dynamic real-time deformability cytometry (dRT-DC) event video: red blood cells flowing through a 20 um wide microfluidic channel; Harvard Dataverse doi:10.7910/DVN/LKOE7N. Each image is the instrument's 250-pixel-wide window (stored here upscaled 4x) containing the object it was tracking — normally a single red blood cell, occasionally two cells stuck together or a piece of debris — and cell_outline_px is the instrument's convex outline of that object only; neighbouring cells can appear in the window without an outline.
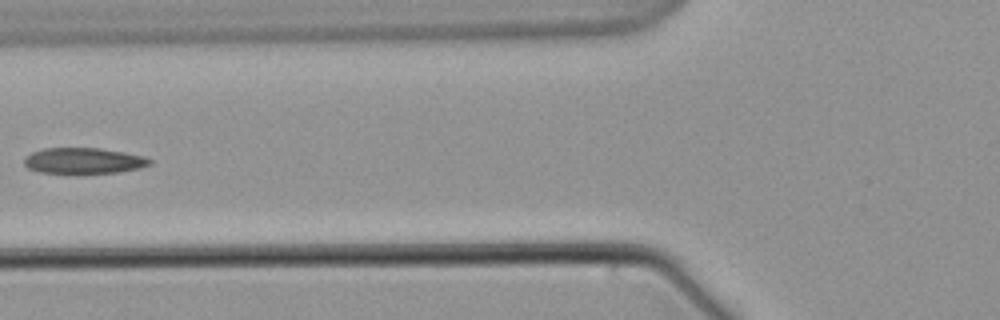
{"species": "common noctule bat (a hibernating species)", "species_latin": "Nyctalus noctula", "temperature_condition": "warm", "stored_images_in_passage": 10, "camera_frame_rate_fps": 3000, "um_per_image_px": 0.085, "animal": {"sex": "male", "body_mass_g": 21.5, "forearm_length_mm": 52.0}, "frame": {"image": 1, "passage_image": 7, "time_ms": 7.667, "image_size_px": [1000, 320], "cell_outline_px": [[152, 164], [140, 168], [116, 172], [40, 172], [28, 168], [24, 164], [24, 160], [32, 152], [40, 148], [100, 148], [124, 152], [144, 156], [152, 160]], "centroid_in_image_um": [7.13, 13.64], "position_along_channel_um": 118.7, "area_um2": 18.61}}